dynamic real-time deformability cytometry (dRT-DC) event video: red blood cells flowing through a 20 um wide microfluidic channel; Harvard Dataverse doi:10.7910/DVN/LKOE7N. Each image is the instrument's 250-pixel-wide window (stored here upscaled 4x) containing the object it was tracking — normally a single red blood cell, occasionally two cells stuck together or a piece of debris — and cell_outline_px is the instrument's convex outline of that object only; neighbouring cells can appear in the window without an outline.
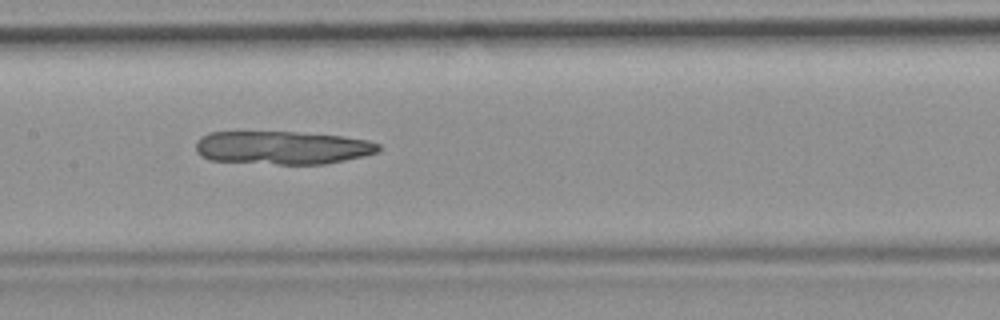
{"species": "common noctule bat (a hibernating species)", "species_latin": "Nyctalus noctula", "temperature_condition": "room temperature", "stored_images_in_passage": 42, "camera_frame_rate_fps": 3000, "um_per_image_px": 0.085, "animal": {"sex": "female", "body_mass_g": 19.9}, "frame": {"image": 1, "passage_image": 15, "time_ms": 4.667, "image_size_px": [1000, 320], "cell_outline_px": [[380, 148], [376, 152], [364, 156], [324, 164], [276, 164], [208, 160], [200, 156], [196, 152], [196, 140], [200, 136], [208, 132], [296, 132], [340, 136], [368, 140], [380, 144]], "centroid_in_image_um": [23.94, 12.55], "position_along_channel_um": 183.5, "area_um2": 35.49}}